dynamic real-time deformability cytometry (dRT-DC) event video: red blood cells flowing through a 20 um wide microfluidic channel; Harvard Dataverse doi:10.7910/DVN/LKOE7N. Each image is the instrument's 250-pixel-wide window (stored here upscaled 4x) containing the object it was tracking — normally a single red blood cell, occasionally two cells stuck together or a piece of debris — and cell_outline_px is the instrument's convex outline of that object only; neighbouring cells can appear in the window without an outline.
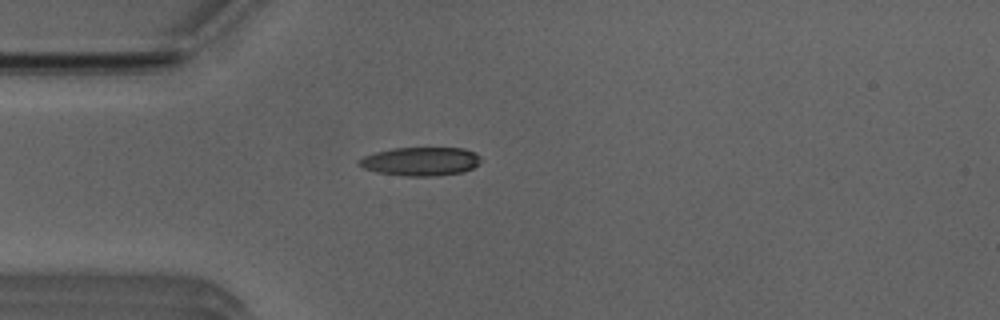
{"species": "Egyptian fruit bat (a non-hibernating species)", "species_latin": "Rousettus aegyptiacus", "temperature_condition": "room temperature", "stored_images_in_passage": 31, "camera_frame_rate_fps": 3000, "um_per_image_px": 0.085, "animal": {"sex": "male"}, "frame": {"image": 1, "passage_image": 1, "time_ms": 0.0, "image_size_px": [1000, 320], "cell_outline_px": [[480, 164], [464, 172], [436, 176], [408, 176], [376, 172], [364, 168], [356, 164], [356, 160], [364, 156], [376, 152], [392, 148], [464, 148], [476, 152], [480, 156]], "centroid_in_image_um": [35.76, 13.72], "position_along_channel_um": 49.2, "area_um2": 20.52}}
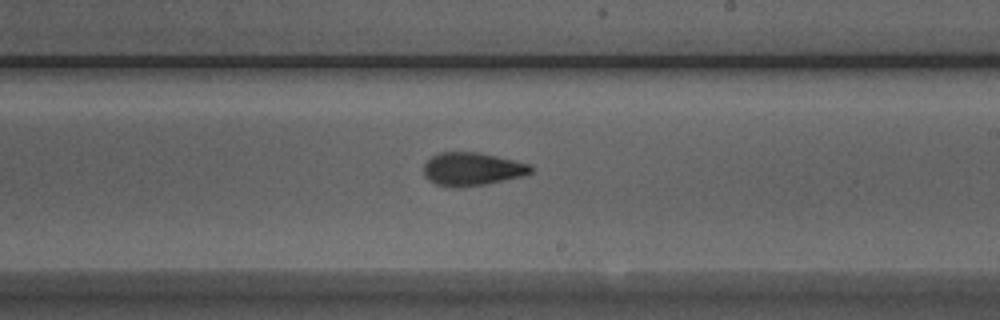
{"frame": {"image": 2, "passage_image": 17, "time_ms": 5.333, "image_size_px": [1000, 320], "cell_outline_px": [[532, 172], [520, 176], [484, 184], [460, 188], [456, 188], [436, 184], [428, 180], [424, 176], [424, 164], [432, 156], [440, 152], [480, 152], [528, 164], [532, 168]], "centroid_in_image_um": [40.06, 14.37], "position_along_channel_um": 248.9, "area_um2": 20.46}}
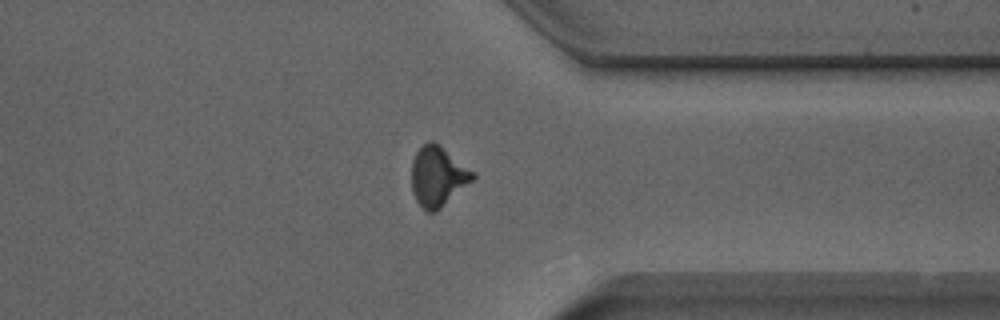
{"frame": {"image": 3, "passage_image": 27, "time_ms": 8.667, "image_size_px": [1000, 320], "cell_outline_px": [[476, 176], [472, 180], [436, 212], [428, 212], [416, 200], [412, 192], [412, 160], [416, 152], [424, 144], [432, 140], [476, 172]], "centroid_in_image_um": [37.21, 14.99], "position_along_channel_um": 374.2, "area_um2": 21.04}, "authors_computed_cell_mechanics": {"area_um2": 20.6924, "velocity_mm_per_s": 3.9317, "shape_relaxation_time_tau1_ms": 6.9766, "shape_relaxation_time_tau2_ms": 2.3735, "deformation_change_tau1": 0.2002, "deformation_change_tau2": 0.1003}}